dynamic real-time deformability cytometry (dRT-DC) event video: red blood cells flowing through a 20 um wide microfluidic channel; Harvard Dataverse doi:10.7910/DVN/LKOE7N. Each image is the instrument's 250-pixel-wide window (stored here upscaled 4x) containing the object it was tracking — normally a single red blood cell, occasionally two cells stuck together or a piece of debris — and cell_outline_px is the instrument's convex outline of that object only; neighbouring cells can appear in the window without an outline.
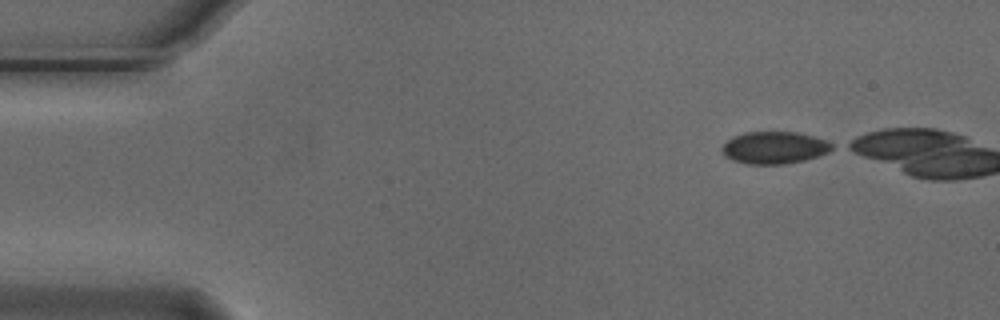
{"species": "Egyptian fruit bat (a non-hibernating species)", "species_latin": "Rousettus aegyptiacus", "temperature_condition": "cold", "stored_images_in_passage": 6, "camera_frame_rate_fps": 3000, "um_per_image_px": 0.085, "animal": {"sex": "male"}, "frame": {"image": 1, "passage_image": 1, "time_ms": 0.0, "image_size_px": [1000, 320], "cell_outline_px": [[836, 148], [828, 152], [804, 160], [784, 164], [748, 164], [732, 160], [724, 156], [720, 148], [732, 136], [744, 132], [796, 132], [828, 140], [836, 144]], "centroid_in_image_um": [65.83, 12.54], "position_along_channel_um": 19.2, "area_um2": 20.87}}
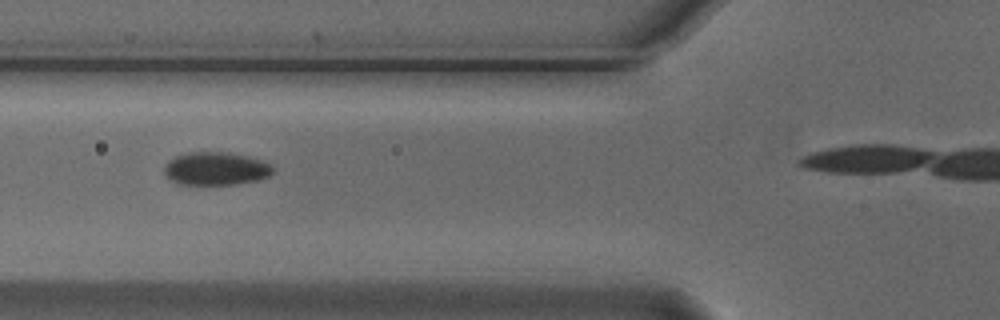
{"frame": {"image": 2, "passage_image": 5, "time_ms": 1.333, "image_size_px": [1000, 320], "cell_outline_px": [[276, 168], [268, 176], [260, 180], [236, 184], [180, 184], [172, 180], [164, 172], [164, 164], [168, 160], [176, 156], [188, 152], [228, 152], [248, 156], [272, 164]], "centroid_in_image_um": [18.38, 14.32], "position_along_channel_um": 107.4, "area_um2": 21.04}}